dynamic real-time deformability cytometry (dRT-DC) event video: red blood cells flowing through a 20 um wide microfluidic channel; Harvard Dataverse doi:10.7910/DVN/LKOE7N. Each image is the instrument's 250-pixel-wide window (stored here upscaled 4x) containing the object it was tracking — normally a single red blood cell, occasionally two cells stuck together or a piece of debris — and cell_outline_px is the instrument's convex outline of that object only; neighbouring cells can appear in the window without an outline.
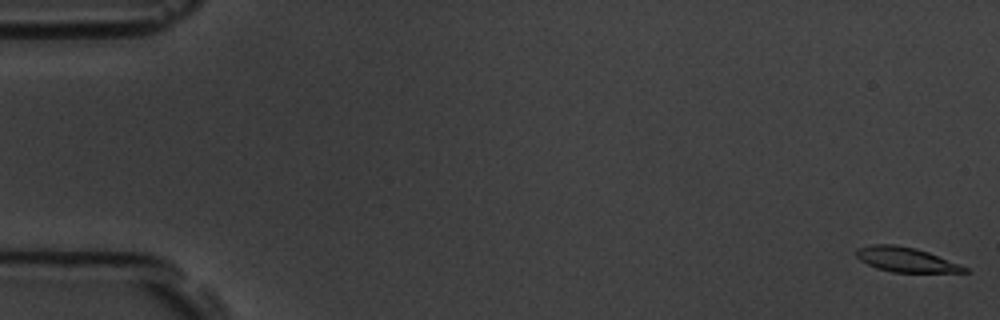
{"species": "common noctule bat (a hibernating species)", "species_latin": "Nyctalus noctula", "temperature_condition": "room temperature", "stored_images_in_passage": 6, "camera_frame_rate_fps": 3000, "um_per_image_px": 0.085, "animal": {"sex": "male", "body_mass_g": 19.5, "forearm_length_mm": 54.6}, "frame": {"image": 1, "passage_image": 1, "time_ms": 0.0, "image_size_px": [1000, 320], "cell_outline_px": [[968, 272], [892, 272], [876, 268], [860, 260], [856, 256], [856, 248], [872, 244], [896, 244], [916, 248], [928, 252], [960, 264], [968, 268]], "centroid_in_image_um": [76.98, 22.05], "position_along_channel_um": 8.0, "area_um2": 15.55}}
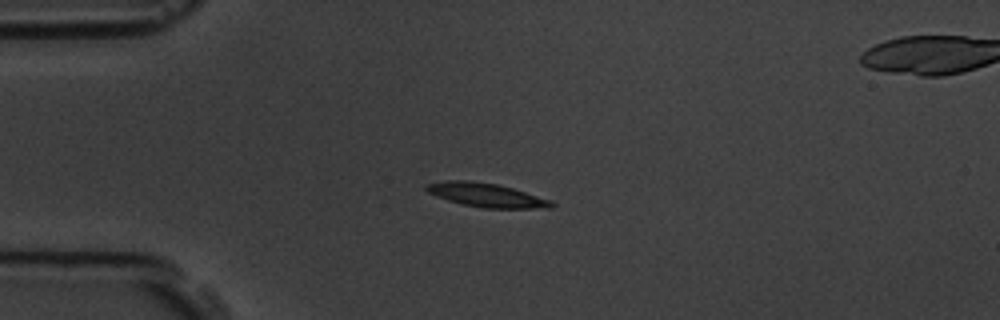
{"frame": {"image": 2, "passage_image": 4, "time_ms": 4.333, "image_size_px": [1000, 320], "cell_outline_px": [[556, 204], [552, 208], [484, 208], [464, 204], [448, 200], [436, 196], [428, 192], [424, 188], [424, 184], [444, 180], [468, 180], [496, 184], [512, 188], [552, 200]], "centroid_in_image_um": [41.33, 16.57], "position_along_channel_um": 43.7, "area_um2": 17.4}}
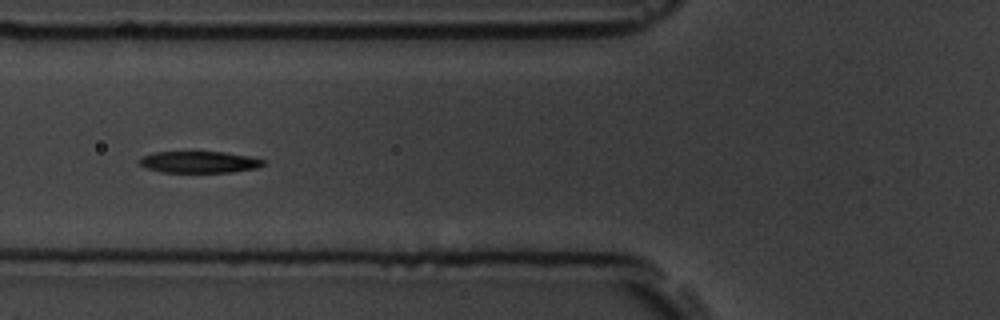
{"frame": {"image": 3, "passage_image": 6, "time_ms": 6.667, "image_size_px": [1000, 320], "cell_outline_px": [[264, 164], [256, 168], [232, 172], [160, 172], [148, 168], [140, 164], [136, 160], [152, 152], [224, 152], [248, 156], [264, 160]], "centroid_in_image_um": [16.9, 13.77], "position_along_channel_um": 108.9, "area_um2": 15.49}}